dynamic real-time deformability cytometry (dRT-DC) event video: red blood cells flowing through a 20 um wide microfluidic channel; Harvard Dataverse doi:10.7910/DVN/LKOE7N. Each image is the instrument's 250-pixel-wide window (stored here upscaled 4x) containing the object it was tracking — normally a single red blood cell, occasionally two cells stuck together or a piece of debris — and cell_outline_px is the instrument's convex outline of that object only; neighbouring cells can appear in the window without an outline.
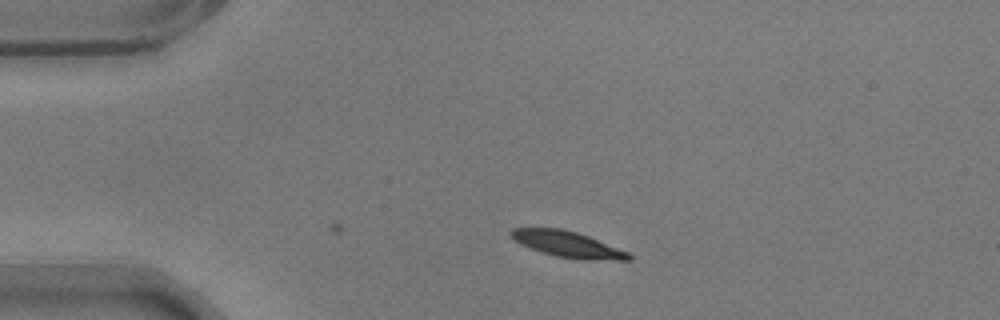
{"species": "common noctule bat (a hibernating species)", "species_latin": "Nyctalus noctula", "temperature_condition": "warm", "stored_images_in_passage": 11, "camera_frame_rate_fps": 3000, "um_per_image_px": 0.085, "animal": {"sex": "male", "body_mass_g": 17.9}, "frame": {"image": 1, "passage_image": 1, "time_ms": 0.0, "image_size_px": [1000, 320], "cell_outline_px": [[632, 260], [584, 260], [556, 256], [520, 244], [512, 240], [508, 232], [512, 228], [560, 228], [576, 232], [588, 236], [628, 252], [632, 256]], "centroid_in_image_um": [48.22, 20.76], "position_along_channel_um": 36.8, "area_um2": 17.74}}